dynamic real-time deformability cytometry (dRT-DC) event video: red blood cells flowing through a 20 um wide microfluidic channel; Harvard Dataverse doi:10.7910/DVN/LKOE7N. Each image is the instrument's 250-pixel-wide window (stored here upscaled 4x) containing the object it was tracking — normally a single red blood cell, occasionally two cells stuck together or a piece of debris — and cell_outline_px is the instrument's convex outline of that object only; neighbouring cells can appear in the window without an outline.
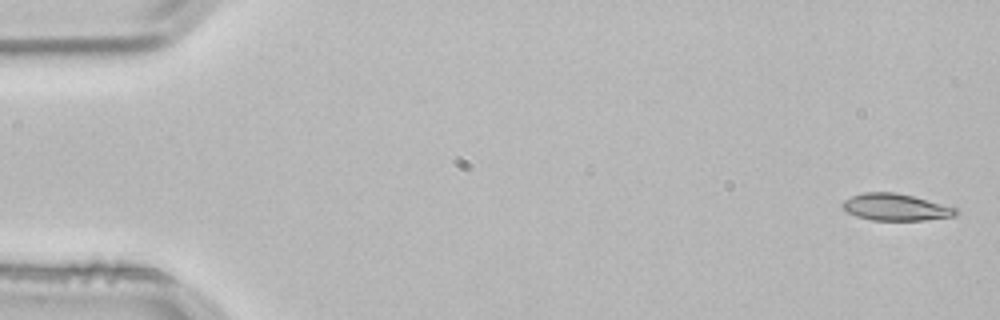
{"species": "common noctule bat (a hibernating species)", "species_latin": "Nyctalus noctula", "temperature_condition": "room temperature", "stored_images_in_passage": 3, "camera_frame_rate_fps": 3000, "um_per_image_px": 0.085, "animal": {"sex": "male", "body_mass_g": 21.5, "forearm_length_mm": 52.0}, "frame": {"image": 1, "passage_image": 1, "time_ms": 0.0, "image_size_px": [1000, 320], "cell_outline_px": [[960, 212], [956, 216], [924, 220], [872, 220], [856, 216], [848, 212], [840, 204], [844, 200], [852, 196], [864, 192], [896, 192], [912, 196], [956, 208]], "centroid_in_image_um": [76.13, 17.61], "position_along_channel_um": 8.9, "area_um2": 17.63}}